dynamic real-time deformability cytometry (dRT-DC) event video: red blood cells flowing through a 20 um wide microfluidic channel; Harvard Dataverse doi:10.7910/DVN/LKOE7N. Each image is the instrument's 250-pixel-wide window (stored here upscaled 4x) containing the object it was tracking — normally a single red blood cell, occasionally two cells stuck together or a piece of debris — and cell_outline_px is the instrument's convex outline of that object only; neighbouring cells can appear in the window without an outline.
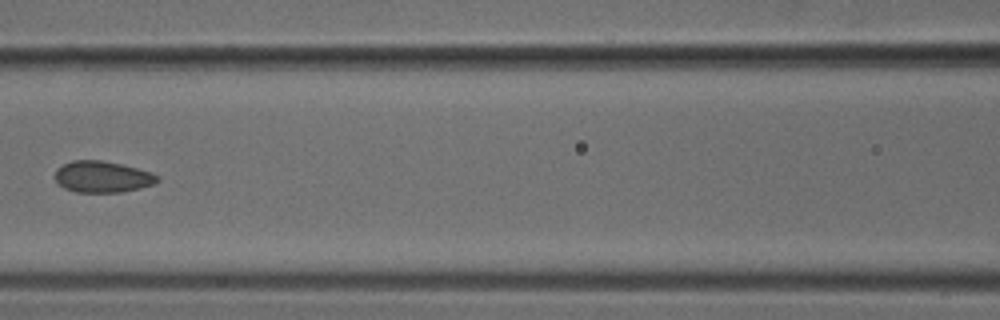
{"species": "common noctule bat (a hibernating species)", "species_latin": "Nyctalus noctula", "temperature_condition": "cold", "stored_images_in_passage": 6, "camera_frame_rate_fps": 3000, "um_per_image_px": 0.085, "animal": {"sex": "male", "body_mass_g": 18.8}, "frame": {"image": 1, "passage_image": 6, "time_ms": 1.667, "image_size_px": [1000, 320], "cell_outline_px": [[160, 180], [152, 184], [140, 188], [120, 192], [76, 192], [64, 188], [56, 180], [56, 168], [72, 160], [104, 160], [152, 172], [160, 176]], "centroid_in_image_um": [8.72, 15.02], "position_along_channel_um": 157.9, "area_um2": 18.67}}